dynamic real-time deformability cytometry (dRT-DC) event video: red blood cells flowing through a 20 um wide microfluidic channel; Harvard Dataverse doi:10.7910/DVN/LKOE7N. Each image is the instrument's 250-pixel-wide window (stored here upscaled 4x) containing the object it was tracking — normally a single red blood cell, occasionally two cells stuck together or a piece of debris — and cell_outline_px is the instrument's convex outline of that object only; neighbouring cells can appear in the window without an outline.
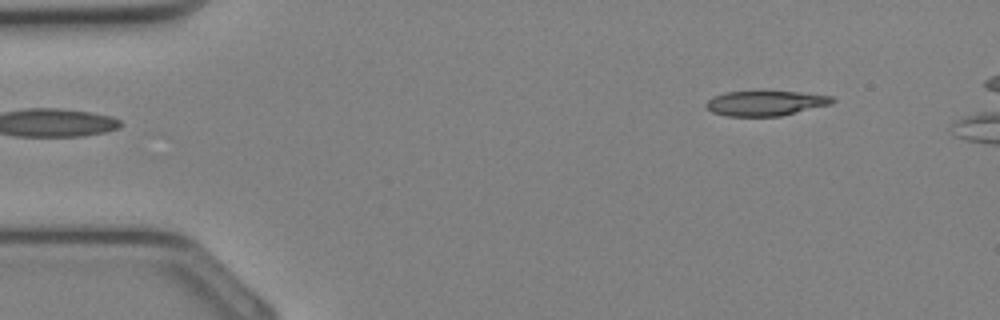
{"species": "Egyptian fruit bat (a non-hibernating species)", "species_latin": "Rousettus aegyptiacus", "temperature_condition": "cold", "stored_images_in_passage": 29, "camera_frame_rate_fps": 3000, "um_per_image_px": 0.085, "animal": {"sex": "female"}, "frame": {"image": 1, "passage_image": 1, "time_ms": 0.0, "image_size_px": [1000, 320], "cell_outline_px": [[836, 100], [832, 104], [780, 116], [728, 116], [712, 112], [704, 104], [708, 100], [724, 92], [800, 92], [832, 96]], "centroid_in_image_um": [65.1, 8.78], "position_along_channel_um": 19.9, "area_um2": 18.15}}
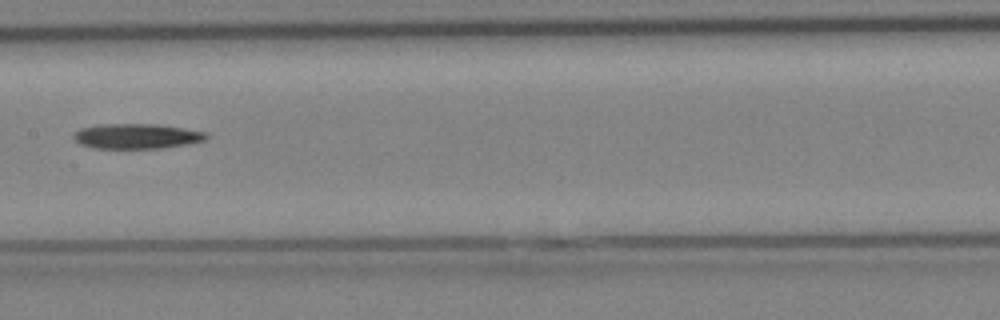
{"frame": {"image": 2, "passage_image": 14, "time_ms": 4.333, "image_size_px": [1000, 320], "cell_outline_px": [[208, 136], [204, 140], [188, 144], [164, 148], [92, 148], [80, 144], [72, 136], [72, 132], [80, 128], [100, 124], [160, 124], [208, 132]], "centroid_in_image_um": [11.61, 11.57], "position_along_channel_um": 195.8, "area_um2": 19.59}}
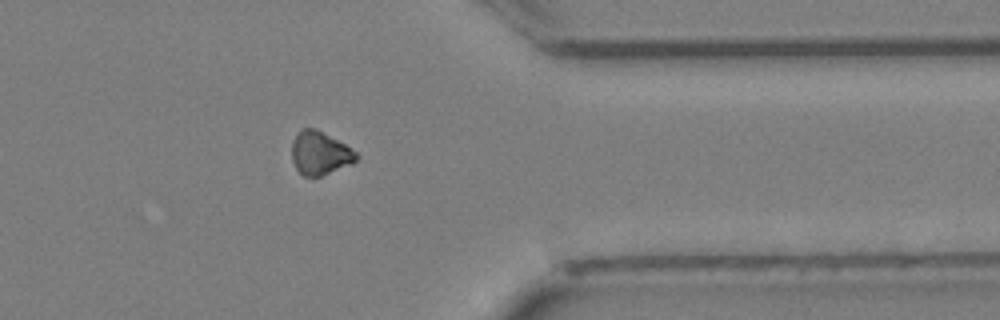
{"frame": {"image": 3, "passage_image": 24, "time_ms": 7.667, "image_size_px": [1000, 320], "cell_outline_px": [[360, 156], [352, 164], [320, 176], [304, 176], [296, 168], [292, 160], [292, 140], [304, 128], [316, 128], [344, 144], [356, 152]], "centroid_in_image_um": [27.2, 13.02], "position_along_channel_um": 384.2, "area_um2": 16.07}}